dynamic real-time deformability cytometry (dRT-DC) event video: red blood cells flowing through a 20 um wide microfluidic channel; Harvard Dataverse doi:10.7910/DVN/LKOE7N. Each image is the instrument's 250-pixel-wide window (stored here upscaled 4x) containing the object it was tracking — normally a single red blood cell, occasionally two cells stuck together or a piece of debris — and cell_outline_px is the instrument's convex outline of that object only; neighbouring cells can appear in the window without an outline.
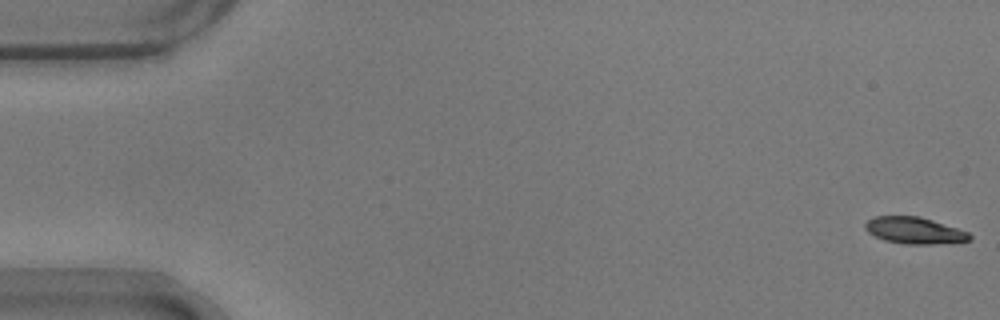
{"species": "common noctule bat (a hibernating species)", "species_latin": "Nyctalus noctula", "temperature_condition": "warm", "stored_images_in_passage": 55, "camera_frame_rate_fps": 3000, "um_per_image_px": 0.085, "animal": {"sex": "male", "body_mass_g": 17.9}, "frame": {"image": 1, "passage_image": 1, "time_ms": 0.0, "image_size_px": [1000, 320], "cell_outline_px": [[972, 240], [932, 244], [904, 244], [884, 240], [868, 232], [864, 228], [864, 224], [868, 220], [876, 216], [920, 216], [968, 232], [972, 236]], "centroid_in_image_um": [77.71, 19.59], "position_along_channel_um": 7.3, "area_um2": 16.07}}
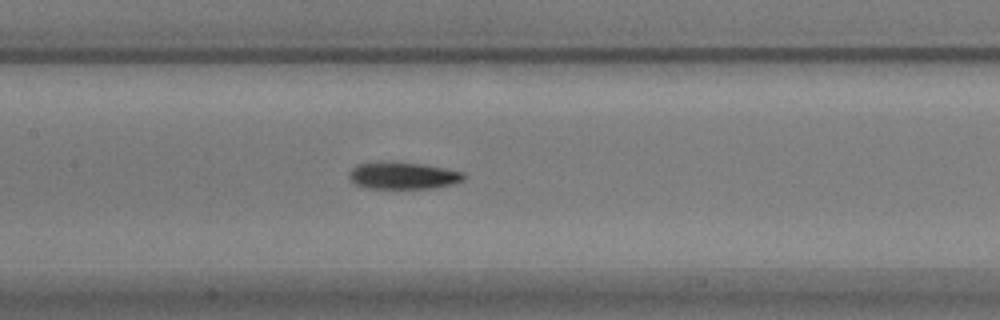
{"frame": {"image": 2, "passage_image": 26, "time_ms": 8.333, "image_size_px": [1000, 320], "cell_outline_px": [[468, 176], [464, 180], [452, 184], [436, 188], [364, 188], [356, 184], [348, 176], [348, 172], [356, 164], [376, 160], [380, 160], [424, 164], [464, 172]], "centroid_in_image_um": [34.24, 14.9], "position_along_channel_um": 173.2, "area_um2": 18.55}}
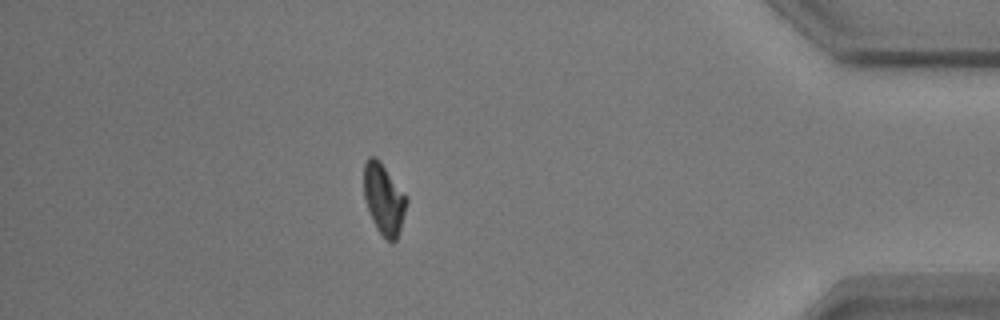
{"frame": {"image": 3, "passage_image": 48, "time_ms": 15.667, "image_size_px": [1000, 320], "cell_outline_px": [[408, 200], [400, 228], [396, 240], [392, 244], [376, 228], [372, 220], [364, 196], [364, 164], [368, 156], [376, 156], [380, 160]], "centroid_in_image_um": [32.61, 16.9], "position_along_channel_um": 402.6, "area_um2": 17.28}, "authors_computed_cell_mechanics": {"area_um2": 17.5134, "velocity_mm_per_s": 3.7106, "shape_relaxation_time_tau1_ms": 2.9595, "shape_relaxation_time_tau2_ms": 6.3493, "deformation_change_tau1": 0.1464, "deformation_change_tau2": 0.1139}}